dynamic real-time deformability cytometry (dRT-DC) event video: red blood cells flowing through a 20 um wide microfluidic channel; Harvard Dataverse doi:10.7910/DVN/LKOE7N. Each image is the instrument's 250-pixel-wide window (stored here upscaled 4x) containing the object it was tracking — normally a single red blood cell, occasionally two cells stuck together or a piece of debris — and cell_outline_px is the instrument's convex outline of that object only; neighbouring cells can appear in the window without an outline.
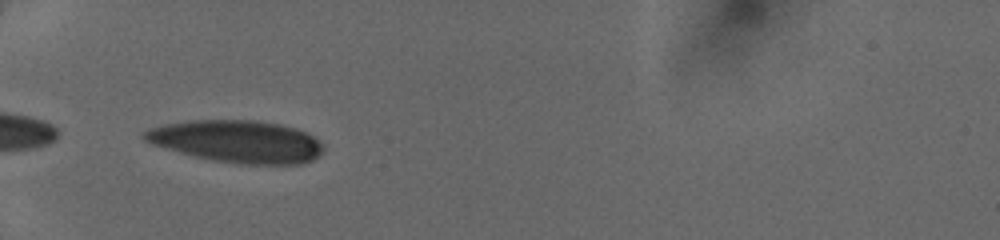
{"species": "human", "species_latin": "Homo sapiens", "temperature_condition": "cold", "stored_images_in_passage": 28, "camera_frame_rate_fps": 3000, "um_per_image_px": 0.085, "donor": {"sex": "female"}, "frame": {"image": 1, "passage_image": 1, "time_ms": 0.0, "image_size_px": [1000, 240], "cell_outline_px": [[324, 152], [320, 156], [304, 164], [240, 164], [212, 160], [180, 152], [152, 144], [144, 140], [140, 136], [148, 128], [164, 124], [192, 120], [252, 120], [280, 124], [296, 128], [308, 132], [324, 144]], "centroid_in_image_um": [20.2, 12.02], "position_along_channel_um": 64.8, "area_um2": 44.39}}
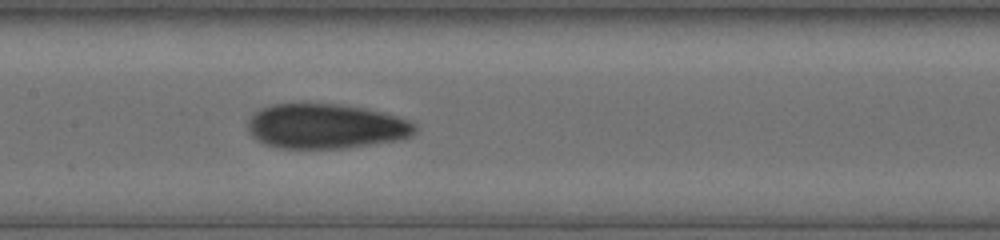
{"frame": {"image": 2, "passage_image": 12, "time_ms": 3.0, "image_size_px": [1000, 240], "cell_outline_px": [[416, 132], [412, 136], [404, 140], [340, 148], [276, 148], [264, 144], [256, 140], [248, 132], [248, 120], [260, 108], [272, 104], [336, 104], [364, 108], [396, 116], [408, 120], [416, 124]], "centroid_in_image_um": [27.7, 10.74], "position_along_channel_um": 179.7, "area_um2": 43.81}}
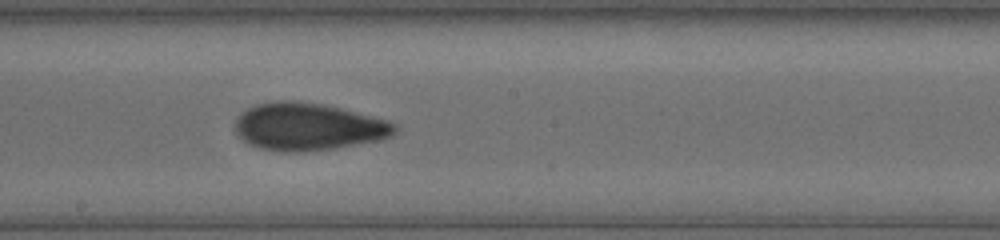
{"frame": {"image": 3, "passage_image": 16, "time_ms": 4.0, "image_size_px": [1000, 240], "cell_outline_px": [[396, 132], [392, 136], [380, 140], [336, 148], [300, 152], [280, 152], [260, 148], [248, 144], [236, 136], [236, 116], [240, 112], [256, 104], [272, 100], [292, 100], [324, 104], [388, 120], [396, 124]], "centroid_in_image_um": [26.15, 10.77], "position_along_channel_um": 222.0, "area_um2": 44.62}}